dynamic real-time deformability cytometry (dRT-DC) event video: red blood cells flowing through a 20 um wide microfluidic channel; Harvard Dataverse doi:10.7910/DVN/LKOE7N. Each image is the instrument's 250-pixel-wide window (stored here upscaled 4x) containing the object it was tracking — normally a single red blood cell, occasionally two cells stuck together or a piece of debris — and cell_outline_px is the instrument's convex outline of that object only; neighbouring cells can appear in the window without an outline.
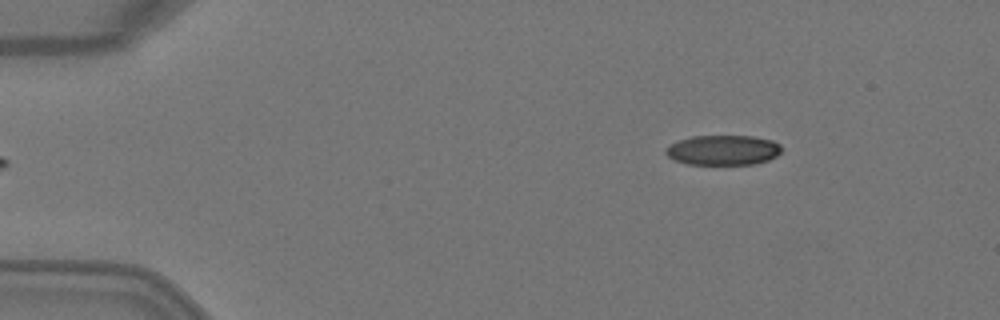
{"species": "Egyptian fruit bat (a non-hibernating species)", "species_latin": "Rousettus aegyptiacus", "temperature_condition": "warm", "stored_images_in_passage": 4, "camera_frame_rate_fps": 3000, "um_per_image_px": 0.085, "animal": {"sex": "female"}, "frame": {"image": 1, "passage_image": 4, "time_ms": 1.0, "image_size_px": [1000, 320], "cell_outline_px": [[780, 152], [776, 156], [768, 160], [752, 164], [688, 164], [676, 160], [668, 156], [664, 152], [664, 148], [668, 144], [692, 136], [752, 136], [772, 140], [780, 144]], "centroid_in_image_um": [61.43, 12.75], "position_along_channel_um": 23.6, "area_um2": 20.17}}